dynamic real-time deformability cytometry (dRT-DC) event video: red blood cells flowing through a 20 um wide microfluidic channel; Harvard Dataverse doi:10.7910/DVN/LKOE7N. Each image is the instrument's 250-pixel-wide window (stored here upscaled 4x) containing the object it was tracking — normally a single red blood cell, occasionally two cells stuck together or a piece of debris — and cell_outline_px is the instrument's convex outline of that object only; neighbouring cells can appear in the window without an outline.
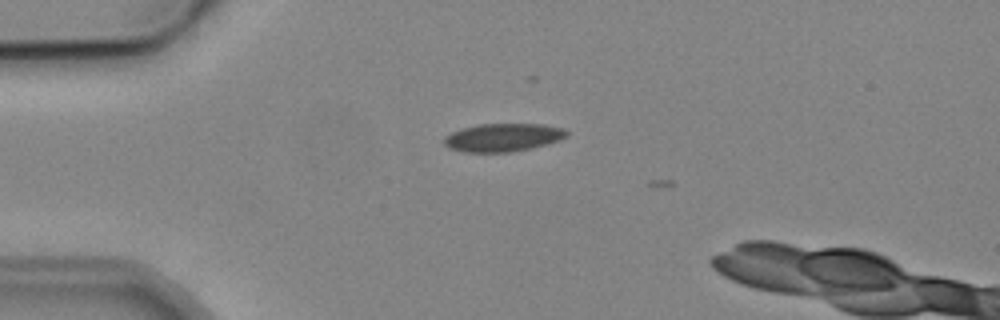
{"species": "common noctule bat (a hibernating species)", "species_latin": "Nyctalus noctula", "temperature_condition": "cold", "stored_images_in_passage": 4, "camera_frame_rate_fps": 3000, "um_per_image_px": 0.085, "animal": {"sex": "male", "body_mass_g": 19.2, "forearm_length_mm": 51.8}, "frame": {"image": 1, "passage_image": 2, "time_ms": 1.333, "image_size_px": [1000, 320], "cell_outline_px": [[568, 136], [560, 140], [532, 148], [512, 152], [464, 152], [448, 148], [444, 144], [444, 136], [460, 128], [480, 124], [544, 124], [564, 128], [568, 132]], "centroid_in_image_um": [42.75, 11.68], "position_along_channel_um": 42.2, "area_um2": 20.29}}